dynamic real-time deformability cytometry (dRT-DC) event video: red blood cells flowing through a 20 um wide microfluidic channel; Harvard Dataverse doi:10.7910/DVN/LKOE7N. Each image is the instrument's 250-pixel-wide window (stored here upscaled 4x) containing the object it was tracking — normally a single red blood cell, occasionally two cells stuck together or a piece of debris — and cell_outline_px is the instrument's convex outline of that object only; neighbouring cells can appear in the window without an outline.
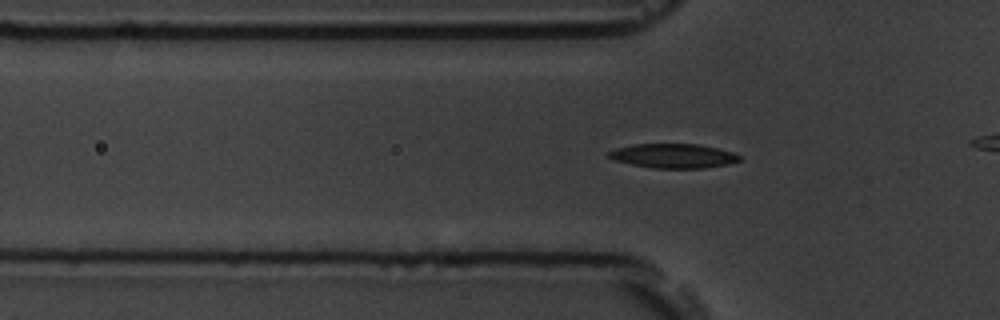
{"species": "common noctule bat (a hibernating species)", "species_latin": "Nyctalus noctula", "temperature_condition": "room temperature", "stored_images_in_passage": 44, "camera_frame_rate_fps": 3000, "um_per_image_px": 0.085, "animal": {"sex": "male", "body_mass_g": 19.5, "forearm_length_mm": 54.6}, "frame": {"image": 1, "passage_image": 16, "time_ms": 5.0, "image_size_px": [1000, 320], "cell_outline_px": [[740, 160], [728, 164], [704, 168], [652, 168], [632, 164], [616, 160], [608, 156], [608, 152], [616, 148], [636, 144], [696, 144], [716, 148], [732, 152], [740, 156]], "centroid_in_image_um": [57.24, 13.25], "position_along_channel_um": 68.6, "area_um2": 18.26}}
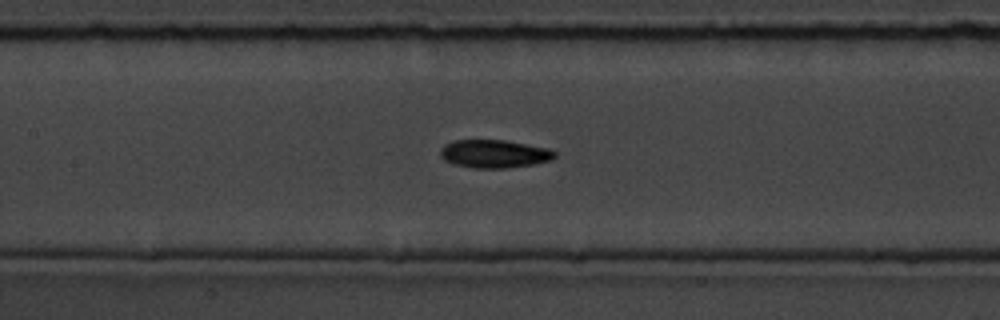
{"frame": {"image": 2, "passage_image": 24, "time_ms": 7.667, "image_size_px": [1000, 320], "cell_outline_px": [[556, 156], [552, 160], [532, 164], [504, 168], [472, 168], [452, 164], [444, 160], [440, 156], [440, 148], [444, 144], [456, 140], [504, 140], [548, 148], [556, 152]], "centroid_in_image_um": [41.98, 13.07], "position_along_channel_um": 165.4, "area_um2": 18.79}}
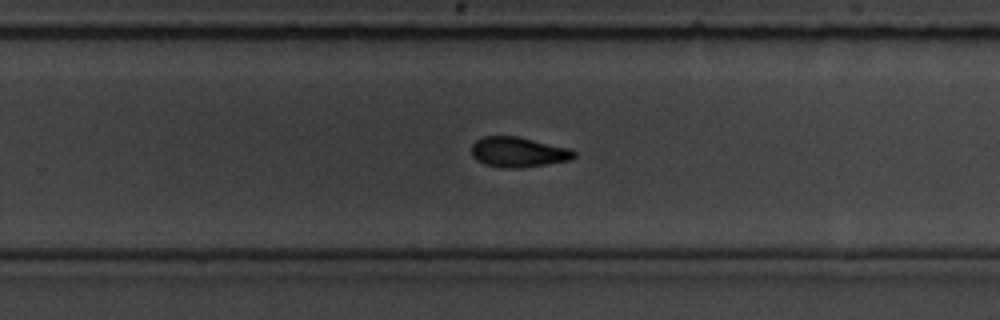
{"frame": {"image": 3, "passage_image": 34, "time_ms": 11.0, "image_size_px": [1000, 320], "cell_outline_px": [[576, 156], [572, 160], [520, 168], [508, 168], [484, 164], [476, 160], [472, 156], [472, 144], [476, 140], [484, 136], [516, 136], [568, 148], [576, 152]], "centroid_in_image_um": [44.04, 12.93], "position_along_channel_um": 285.8, "area_um2": 17.92}}